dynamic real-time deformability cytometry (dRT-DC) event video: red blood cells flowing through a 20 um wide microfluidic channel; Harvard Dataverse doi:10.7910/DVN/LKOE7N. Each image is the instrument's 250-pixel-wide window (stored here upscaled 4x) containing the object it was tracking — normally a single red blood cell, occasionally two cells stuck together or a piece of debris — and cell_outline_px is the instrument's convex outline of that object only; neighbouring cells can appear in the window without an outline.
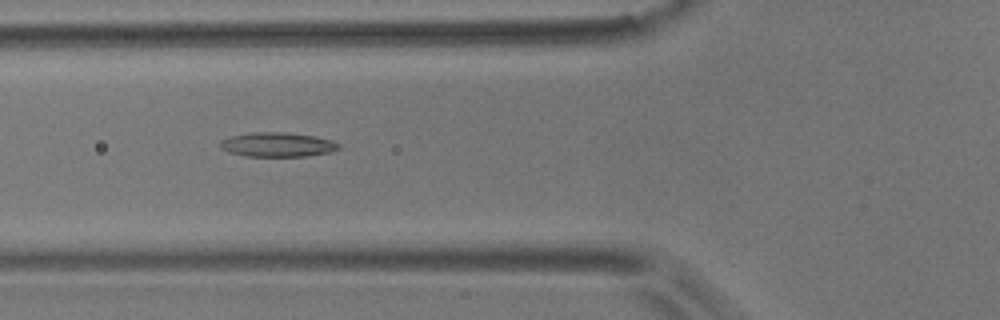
{"species": "common noctule bat (a hibernating species)", "species_latin": "Nyctalus noctula", "temperature_condition": "room temperature", "stored_images_in_passage": 3, "camera_frame_rate_fps": 3000, "um_per_image_px": 0.085, "animal": {"sex": "male", "body_mass_g": 17.9}, "frame": {"image": 1, "passage_image": 3, "time_ms": 2.333, "image_size_px": [1000, 320], "cell_outline_px": [[340, 148], [332, 152], [308, 156], [244, 156], [228, 152], [220, 148], [220, 140], [232, 136], [252, 132], [288, 132], [316, 136], [332, 140], [340, 144]], "centroid_in_image_um": [23.61, 12.29], "position_along_channel_um": 102.2, "area_um2": 17.05}}